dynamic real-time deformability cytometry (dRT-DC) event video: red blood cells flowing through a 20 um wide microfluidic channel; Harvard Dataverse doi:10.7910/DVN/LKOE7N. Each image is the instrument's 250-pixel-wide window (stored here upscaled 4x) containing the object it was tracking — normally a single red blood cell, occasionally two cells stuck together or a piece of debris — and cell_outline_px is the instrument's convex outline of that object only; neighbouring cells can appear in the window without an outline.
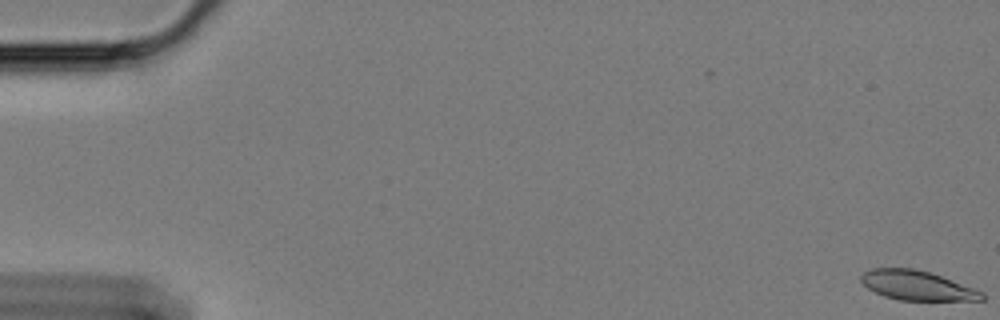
{"species": "Egyptian fruit bat (a non-hibernating species)", "species_latin": "Rousettus aegyptiacus", "temperature_condition": "cold", "stored_images_in_passage": 16, "camera_frame_rate_fps": 3000, "um_per_image_px": 0.085, "animal": {"sex": "female"}, "frame": {"image": 1, "passage_image": 1, "time_ms": 0.0, "image_size_px": [1000, 320], "cell_outline_px": [[984, 300], [900, 300], [884, 296], [868, 288], [860, 280], [860, 276], [864, 272], [872, 268], [912, 268], [928, 272], [976, 288], [984, 292]], "centroid_in_image_um": [77.96, 24.26], "position_along_channel_um": 7.0, "area_um2": 20.63}}